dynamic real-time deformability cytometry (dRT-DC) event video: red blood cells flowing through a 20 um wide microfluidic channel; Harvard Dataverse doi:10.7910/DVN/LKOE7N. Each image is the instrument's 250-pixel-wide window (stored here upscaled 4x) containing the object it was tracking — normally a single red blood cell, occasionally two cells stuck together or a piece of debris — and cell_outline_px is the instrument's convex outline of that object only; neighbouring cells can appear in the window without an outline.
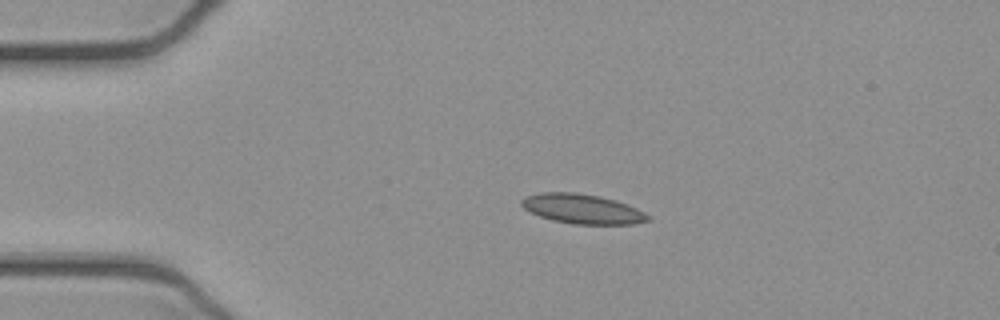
{"species": "common noctule bat (a hibernating species)", "species_latin": "Nyctalus noctula", "temperature_condition": "cold", "stored_images_in_passage": 52, "camera_frame_rate_fps": 3000, "um_per_image_px": 0.085, "animal": {"sex": "female", "body_mass_g": 21.9}, "frame": {"image": 1, "passage_image": 11, "time_ms": 3.333, "image_size_px": [1000, 320], "cell_outline_px": [[652, 220], [632, 224], [572, 224], [552, 220], [528, 212], [520, 204], [520, 200], [524, 196], [540, 192], [576, 192], [600, 196], [616, 200], [628, 204], [644, 212]], "centroid_in_image_um": [49.46, 17.75], "position_along_channel_um": 35.5, "area_um2": 22.08}}
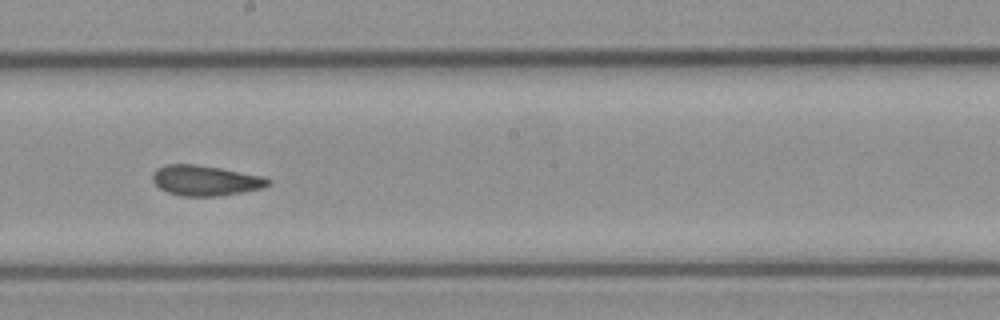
{"frame": {"image": 2, "passage_image": 29, "time_ms": 9.333, "image_size_px": [1000, 320], "cell_outline_px": [[272, 184], [264, 188], [216, 196], [180, 196], [168, 192], [160, 188], [152, 180], [152, 176], [156, 168], [168, 164], [196, 164], [220, 168], [260, 176], [272, 180]], "centroid_in_image_um": [17.45, 15.34], "position_along_channel_um": 230.7, "area_um2": 20.29}}
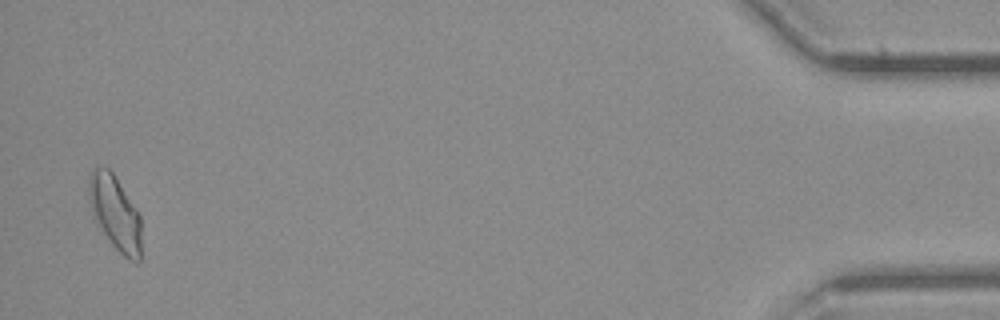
{"frame": {"image": 3, "passage_image": 51, "time_ms": 16.667, "image_size_px": [1000, 320], "cell_outline_px": [[140, 260], [136, 264], [128, 260], [112, 244], [104, 232], [88, 200], [88, 176], [92, 168], [96, 164], [108, 168], [112, 172], [136, 208], [140, 216]], "centroid_in_image_um": [9.78, 18.04], "position_along_channel_um": 425.4, "area_um2": 22.43}, "authors_computed_cell_mechanics": {"area_um2": 20.8658, "velocity_mm_per_s": 3.8894, "shape_relaxation_time_tau1_ms": null, "shape_relaxation_time_tau2_ms": 2.2496, "deformation_change_tau1": null, "deformation_change_tau2": 0.0836}}